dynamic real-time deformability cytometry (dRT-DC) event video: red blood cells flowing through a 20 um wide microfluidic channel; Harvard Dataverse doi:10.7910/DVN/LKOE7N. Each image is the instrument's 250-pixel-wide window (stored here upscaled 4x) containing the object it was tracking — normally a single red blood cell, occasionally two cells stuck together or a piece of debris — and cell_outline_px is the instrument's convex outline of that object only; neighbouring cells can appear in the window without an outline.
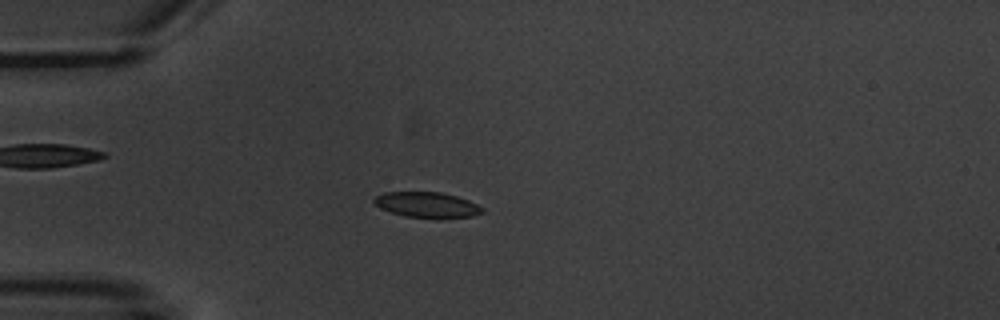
{"species": "common noctule bat (a hibernating species)", "species_latin": "Nyctalus noctula", "temperature_condition": "warm", "stored_images_in_passage": 8, "camera_frame_rate_fps": 3000, "um_per_image_px": 0.085, "animal": {"sex": "male", "body_mass_g": 20.1, "forearm_length_mm": 53.5}, "frame": {"image": 1, "passage_image": 4, "time_ms": 3.667, "image_size_px": [1000, 320], "cell_outline_px": [[484, 212], [472, 216], [404, 216], [380, 208], [372, 200], [376, 196], [384, 192], [440, 192], [456, 196], [468, 200], [484, 208]], "centroid_in_image_um": [36.26, 17.37], "position_along_channel_um": 48.7, "area_um2": 15.43}}
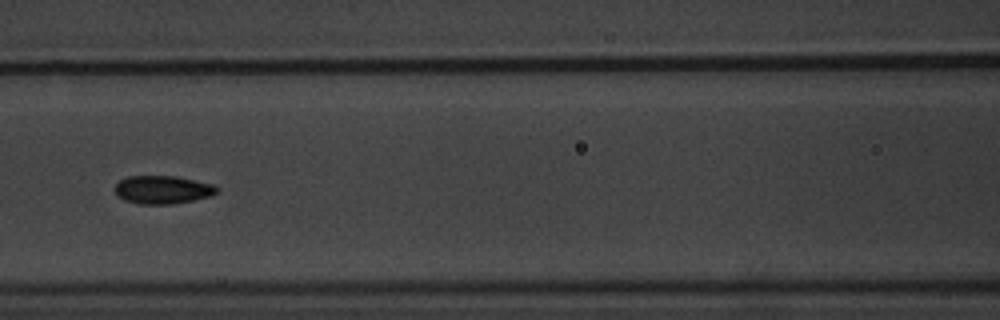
{"frame": {"image": 2, "passage_image": 7, "time_ms": 7.0, "image_size_px": [1000, 320], "cell_outline_px": [[220, 192], [208, 196], [176, 204], [140, 204], [124, 200], [116, 196], [116, 184], [120, 180], [128, 176], [176, 176], [212, 184], [220, 188]], "centroid_in_image_um": [13.83, 16.13], "position_along_channel_um": 152.8, "area_um2": 16.76}}
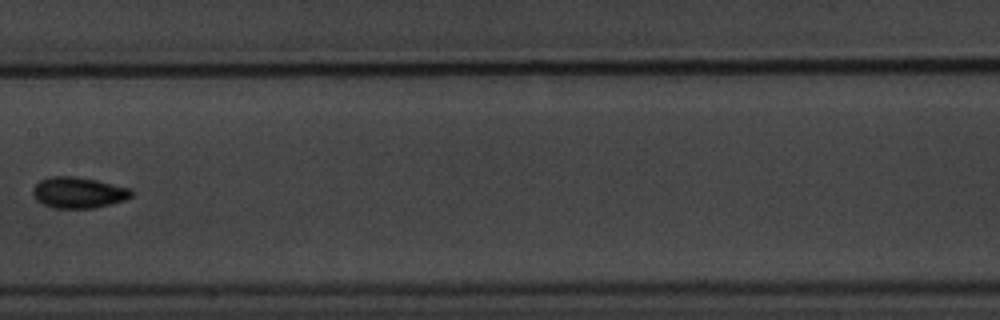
{"frame": {"image": 3, "passage_image": 8, "time_ms": 8.333, "image_size_px": [1000, 320], "cell_outline_px": [[132, 196], [124, 200], [92, 208], [52, 208], [36, 200], [32, 196], [32, 188], [40, 180], [48, 176], [76, 176], [96, 180], [132, 188]], "centroid_in_image_um": [6.63, 16.36], "position_along_channel_um": 200.8, "area_um2": 17.92}}